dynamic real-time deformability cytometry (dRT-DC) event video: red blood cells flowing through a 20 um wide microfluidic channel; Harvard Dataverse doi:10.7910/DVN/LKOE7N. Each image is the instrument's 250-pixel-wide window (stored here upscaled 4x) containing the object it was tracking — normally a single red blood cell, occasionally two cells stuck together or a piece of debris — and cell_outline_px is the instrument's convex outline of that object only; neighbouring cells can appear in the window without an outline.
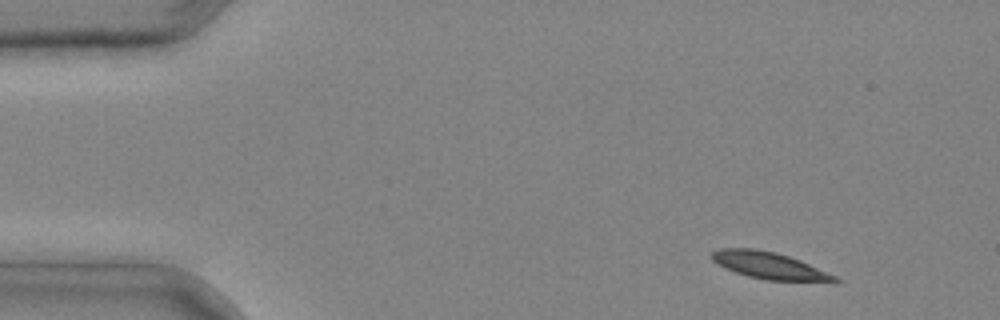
{"species": "common noctule bat (a hibernating species)", "species_latin": "Nyctalus noctula", "temperature_condition": "cold", "stored_images_in_passage": 3, "camera_frame_rate_fps": 3000, "um_per_image_px": 0.085, "animal": {"sex": "male", "body_mass_g": 20.4}, "frame": {"image": 1, "passage_image": 1, "time_ms": 0.0, "image_size_px": [1000, 320], "cell_outline_px": [[844, 280], [836, 284], [768, 280], [748, 276], [736, 272], [712, 260], [708, 256], [712, 252], [720, 248], [752, 248], [776, 252], [800, 260], [836, 276]], "centroid_in_image_um": [65.53, 22.61], "position_along_channel_um": 19.5, "area_um2": 19.71}}